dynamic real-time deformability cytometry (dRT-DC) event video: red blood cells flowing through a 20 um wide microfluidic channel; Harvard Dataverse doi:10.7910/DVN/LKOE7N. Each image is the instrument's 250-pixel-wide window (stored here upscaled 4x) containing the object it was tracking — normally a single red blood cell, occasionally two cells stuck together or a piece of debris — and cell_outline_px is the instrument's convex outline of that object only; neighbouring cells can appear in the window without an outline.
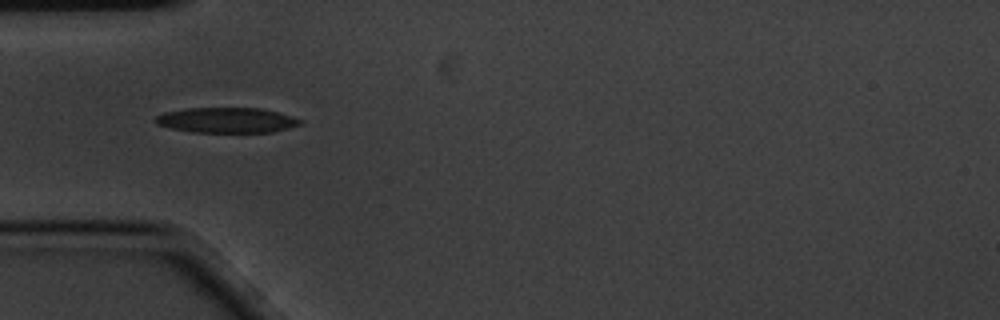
{"species": "common noctule bat (a hibernating species)", "species_latin": "Nyctalus noctula", "temperature_condition": "cold", "stored_images_in_passage": 2, "camera_frame_rate_fps": 3000, "um_per_image_px": 0.085, "animal": {"sex": "male", "body_mass_g": 20.1, "forearm_length_mm": 53.5}, "frame": {"image": 1, "passage_image": 1, "time_ms": 0.0, "image_size_px": [1000, 320], "cell_outline_px": [[304, 124], [272, 132], [192, 132], [172, 128], [156, 124], [152, 120], [156, 116], [164, 112], [188, 108], [260, 108], [292, 116], [304, 120]], "centroid_in_image_um": [19.28, 10.21], "position_along_channel_um": 65.7, "area_um2": 21.39}}
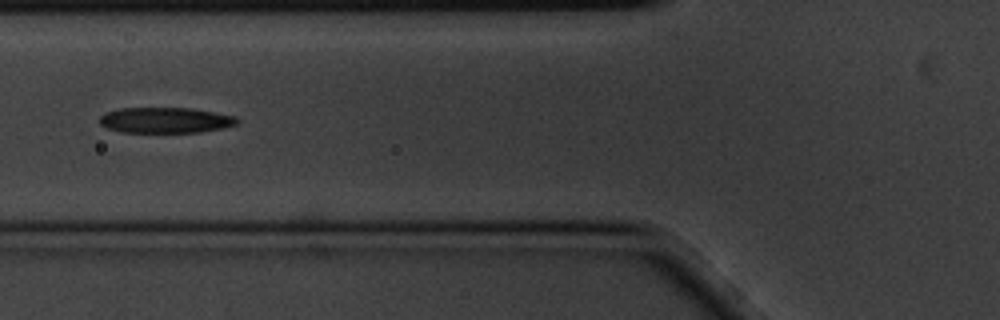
{"frame": {"image": 2, "passage_image": 2, "time_ms": 0.333, "image_size_px": [1000, 320], "cell_outline_px": [[240, 120], [236, 124], [220, 128], [200, 132], [120, 132], [108, 128], [100, 124], [100, 116], [104, 112], [120, 108], [192, 108], [236, 116]], "centroid_in_image_um": [14.04, 10.21], "position_along_channel_um": 111.8, "area_um2": 20.52}}